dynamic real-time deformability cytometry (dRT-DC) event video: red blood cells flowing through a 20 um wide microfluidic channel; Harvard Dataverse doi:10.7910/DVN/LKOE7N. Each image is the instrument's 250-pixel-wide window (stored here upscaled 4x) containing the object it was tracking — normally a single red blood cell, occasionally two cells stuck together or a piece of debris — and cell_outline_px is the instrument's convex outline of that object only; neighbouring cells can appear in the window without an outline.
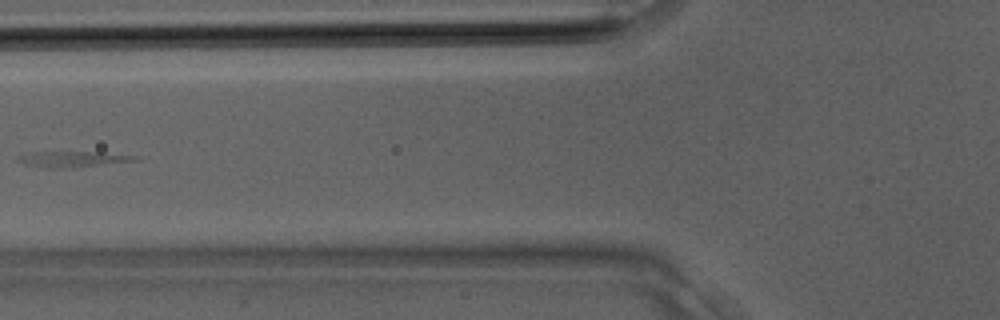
{"species": "Egyptian fruit bat (a non-hibernating species)", "species_latin": "Rousettus aegyptiacus", "temperature_condition": "room temperature", "stored_images_in_passage": 4, "camera_frame_rate_fps": 3000, "um_per_image_px": 0.085, "animal": {"sex": "male"}, "frame": {"image": 1, "passage_image": 4, "time_ms": 1.0, "image_size_px": [1000, 320], "cell_outline_px": [[140, 160], [72, 168], [48, 168], [24, 164], [16, 160], [20, 156], [32, 152], [100, 152], [136, 156]], "centroid_in_image_um": [6.19, 13.53], "position_along_channel_um": 119.6, "area_um2": 10.64}}